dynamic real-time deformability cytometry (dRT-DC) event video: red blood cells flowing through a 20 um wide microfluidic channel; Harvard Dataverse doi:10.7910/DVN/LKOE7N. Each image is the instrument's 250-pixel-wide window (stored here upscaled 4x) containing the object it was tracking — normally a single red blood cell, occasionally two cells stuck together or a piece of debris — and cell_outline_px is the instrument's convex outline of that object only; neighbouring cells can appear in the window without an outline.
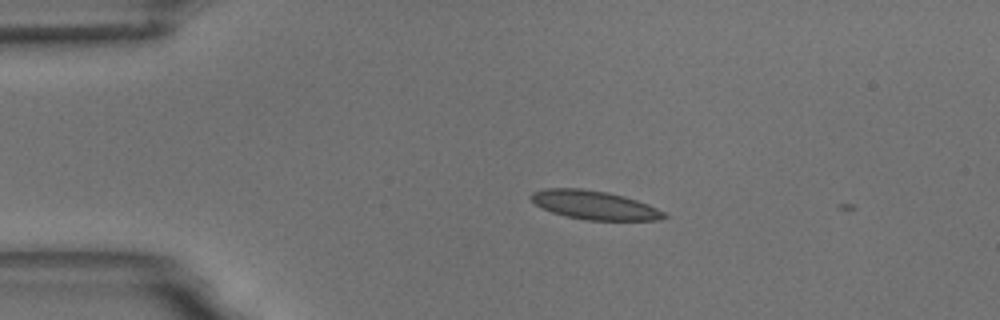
{"species": "common noctule bat (a hibernating species)", "species_latin": "Nyctalus noctula", "temperature_condition": "room temperature", "stored_images_in_passage": 2, "camera_frame_rate_fps": 3000, "um_per_image_px": 0.085, "animal": {"sex": "male", "body_mass_g": 18.8}, "frame": {"image": 1, "passage_image": 1, "time_ms": 0.0, "image_size_px": [1000, 320], "cell_outline_px": [[668, 216], [656, 220], [588, 220], [564, 216], [552, 212], [536, 204], [528, 196], [532, 192], [544, 188], [580, 188], [608, 192], [624, 196], [648, 204], [664, 212]], "centroid_in_image_um": [50.49, 17.42], "position_along_channel_um": 34.5, "area_um2": 22.2}}